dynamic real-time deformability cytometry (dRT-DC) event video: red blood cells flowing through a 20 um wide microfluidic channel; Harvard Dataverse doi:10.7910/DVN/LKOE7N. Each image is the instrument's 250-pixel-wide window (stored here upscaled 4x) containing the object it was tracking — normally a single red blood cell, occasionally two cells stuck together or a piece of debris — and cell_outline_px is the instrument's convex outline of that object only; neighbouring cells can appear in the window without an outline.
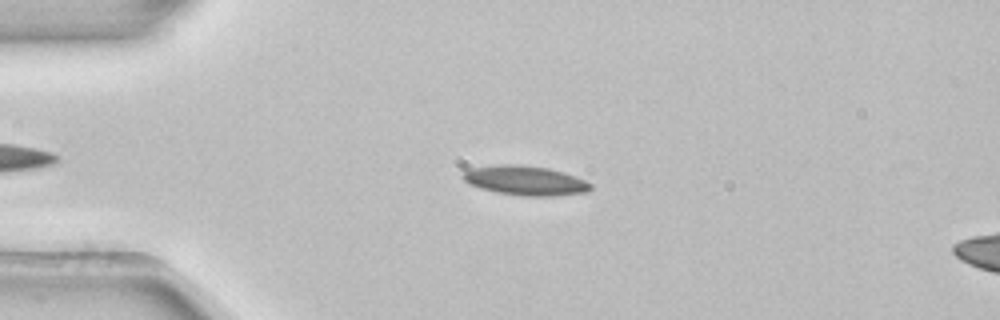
{"species": "common noctule bat (a hibernating species)", "species_latin": "Nyctalus noctula", "temperature_condition": "room temperature", "stored_images_in_passage": 4, "camera_frame_rate_fps": 3000, "um_per_image_px": 0.085, "animal": {"sex": "female", "body_mass_g": 22.7, "forearm_length_mm": 54.2}, "frame": {"image": 1, "passage_image": 3, "time_ms": 0.667, "image_size_px": [1000, 320], "cell_outline_px": [[592, 188], [588, 192], [556, 196], [524, 196], [496, 192], [480, 188], [468, 184], [460, 176], [464, 172], [472, 168], [500, 164], [516, 164], [548, 168], [564, 172], [584, 180], [592, 184]], "centroid_in_image_um": [44.65, 15.35], "position_along_channel_um": 40.4, "area_um2": 22.02}}
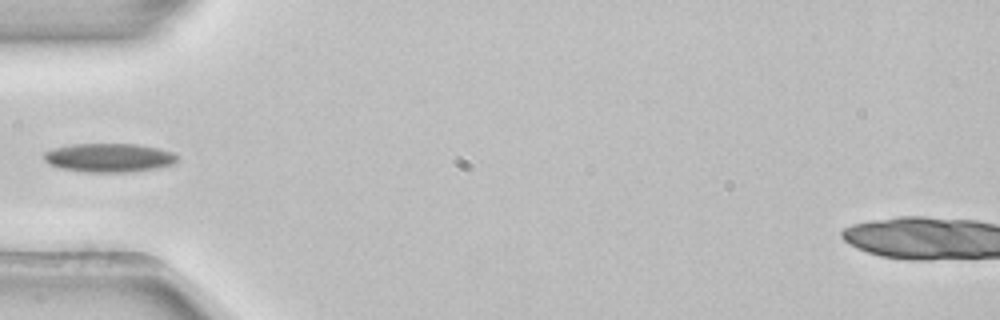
{"frame": {"image": 2, "passage_image": 4, "time_ms": 1.0, "image_size_px": [1000, 320], "cell_outline_px": [[176, 160], [172, 164], [156, 168], [124, 172], [88, 172], [60, 168], [48, 164], [44, 160], [44, 152], [56, 148], [72, 144], [136, 144], [156, 148], [172, 152], [176, 156]], "centroid_in_image_um": [9.22, 13.4], "position_along_channel_um": 75.8, "area_um2": 22.02}}